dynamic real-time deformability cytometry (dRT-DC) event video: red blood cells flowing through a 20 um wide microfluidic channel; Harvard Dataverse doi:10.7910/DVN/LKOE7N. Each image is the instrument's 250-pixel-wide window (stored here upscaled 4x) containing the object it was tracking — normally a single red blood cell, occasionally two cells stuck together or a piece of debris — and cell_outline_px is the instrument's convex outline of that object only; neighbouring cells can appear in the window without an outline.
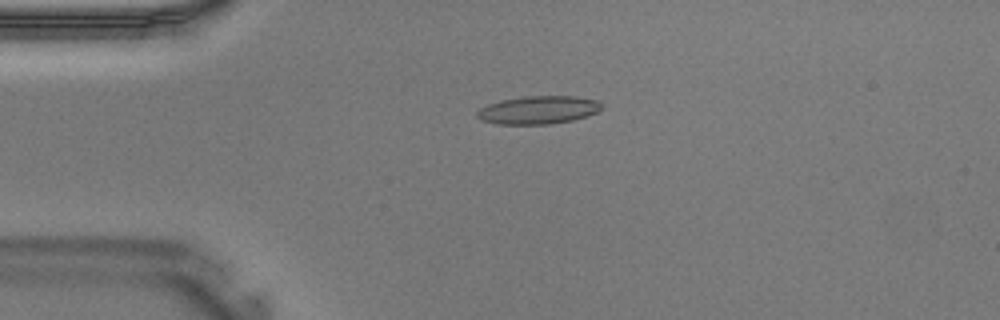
{"species": "Egyptian fruit bat (a non-hibernating species)", "species_latin": "Rousettus aegyptiacus", "temperature_condition": "warm", "stored_images_in_passage": 33, "camera_frame_rate_fps": 3000, "um_per_image_px": 0.085, "animal": {"sex": "male"}, "frame": {"image": 1, "passage_image": 2, "time_ms": 0.333, "image_size_px": [1000, 320], "cell_outline_px": [[600, 108], [596, 112], [572, 120], [548, 124], [496, 124], [480, 120], [476, 116], [476, 112], [480, 108], [488, 104], [500, 100], [524, 96], [576, 96], [600, 100]], "centroid_in_image_um": [45.7, 9.34], "position_along_channel_um": 39.3, "area_um2": 20.35}}
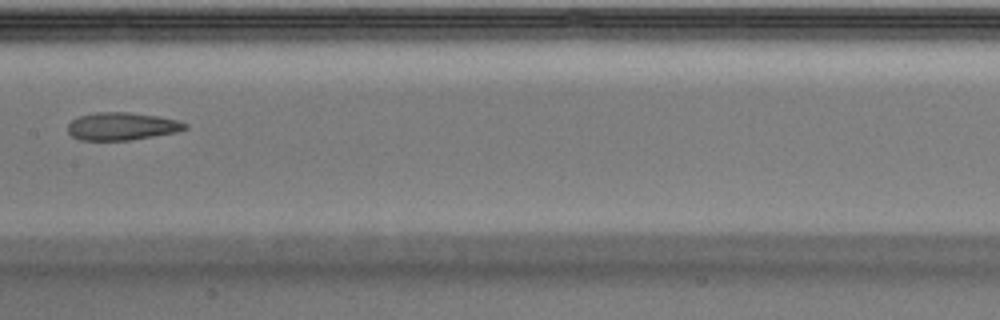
{"frame": {"image": 2, "passage_image": 13, "time_ms": 4.0, "image_size_px": [1000, 320], "cell_outline_px": [[188, 128], [176, 132], [128, 140], [80, 140], [72, 136], [68, 132], [68, 124], [72, 120], [80, 116], [96, 112], [128, 112], [156, 116], [180, 120], [188, 124]], "centroid_in_image_um": [10.37, 10.73], "position_along_channel_um": 197.0, "area_um2": 18.84}}
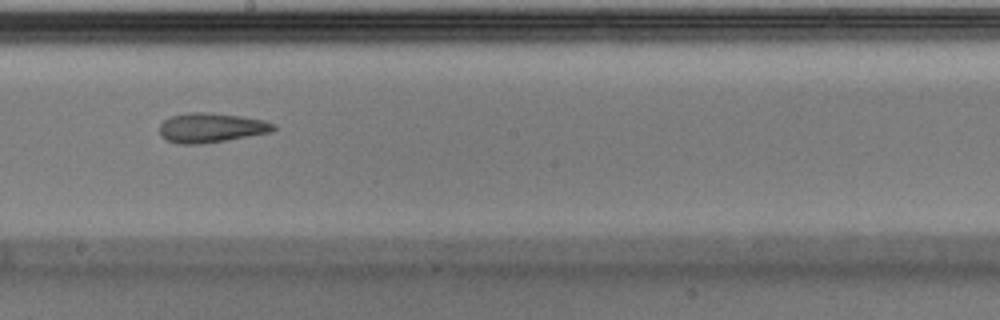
{"frame": {"image": 3, "passage_image": 15, "time_ms": 4.667, "image_size_px": [1000, 320], "cell_outline_px": [[276, 128], [272, 132], [200, 144], [180, 144], [164, 140], [160, 136], [160, 124], [164, 120], [172, 116], [188, 112], [208, 112], [240, 116], [264, 120], [276, 124]], "centroid_in_image_um": [17.93, 10.85], "position_along_channel_um": 230.3, "area_um2": 19.65}}